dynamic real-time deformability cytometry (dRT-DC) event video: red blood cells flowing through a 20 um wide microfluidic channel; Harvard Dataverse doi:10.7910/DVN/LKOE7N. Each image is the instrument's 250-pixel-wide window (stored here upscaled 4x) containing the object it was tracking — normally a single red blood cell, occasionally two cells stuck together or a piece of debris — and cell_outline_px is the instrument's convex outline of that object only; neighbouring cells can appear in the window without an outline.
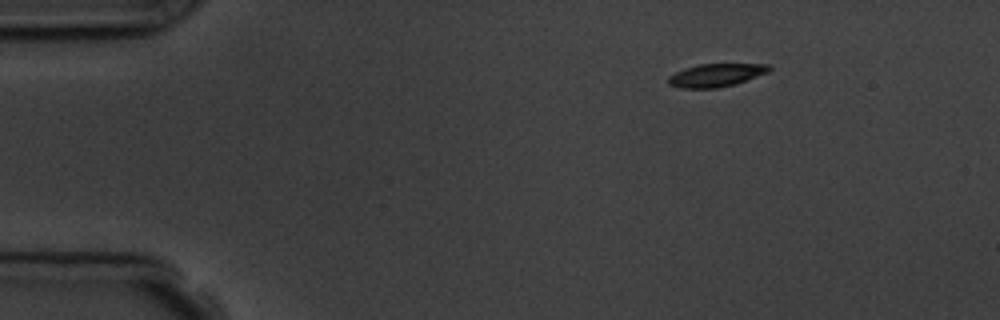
{"species": "common noctule bat (a hibernating species)", "species_latin": "Nyctalus noctula", "temperature_condition": "room temperature", "stored_images_in_passage": 7, "camera_frame_rate_fps": 3000, "um_per_image_px": 0.085, "animal": {"sex": "male", "body_mass_g": 19.5, "forearm_length_mm": 54.6}, "frame": {"image": 1, "passage_image": 1, "time_ms": 0.0, "image_size_px": [1000, 320], "cell_outline_px": [[772, 68], [768, 72], [736, 84], [716, 88], [680, 88], [668, 84], [668, 76], [684, 68], [700, 64], [768, 64]], "centroid_in_image_um": [60.85, 6.39], "position_along_channel_um": 24.2, "area_um2": 13.53}}
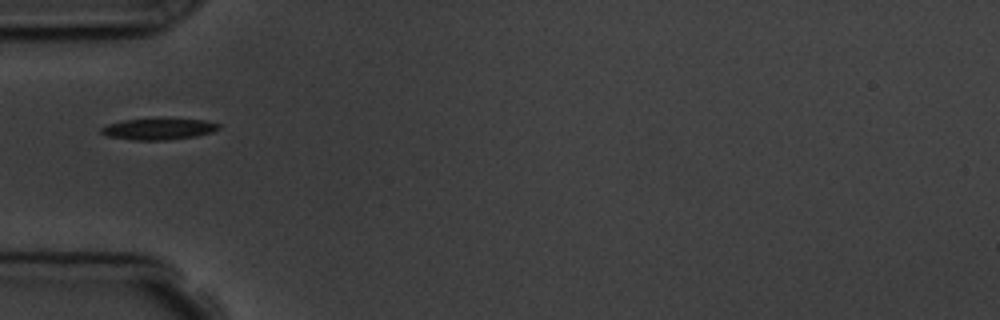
{"frame": {"image": 2, "passage_image": 4, "time_ms": 3.333, "image_size_px": [1000, 320], "cell_outline_px": [[220, 128], [212, 132], [196, 136], [168, 140], [132, 140], [108, 136], [100, 132], [100, 128], [108, 124], [124, 120], [160, 116], [204, 120], [220, 124]], "centroid_in_image_um": [13.5, 10.92], "position_along_channel_um": 71.5, "area_um2": 15.32}}